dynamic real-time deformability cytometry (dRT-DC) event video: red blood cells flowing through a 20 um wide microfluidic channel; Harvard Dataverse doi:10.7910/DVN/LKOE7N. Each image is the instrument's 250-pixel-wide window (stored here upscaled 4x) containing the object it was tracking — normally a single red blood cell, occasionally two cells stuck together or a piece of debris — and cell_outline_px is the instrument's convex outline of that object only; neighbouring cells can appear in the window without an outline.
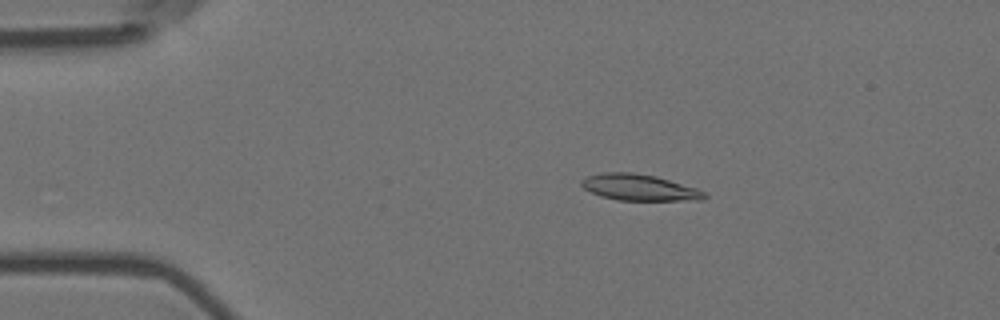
{"species": "Egyptian fruit bat (a non-hibernating species)", "species_latin": "Rousettus aegyptiacus", "temperature_condition": "room temperature", "stored_images_in_passage": 7, "camera_frame_rate_fps": 3000, "um_per_image_px": 0.085, "animal": {"sex": "female"}, "frame": {"image": 1, "passage_image": 3, "time_ms": 0.667, "image_size_px": [1000, 320], "cell_outline_px": [[708, 196], [704, 200], [616, 200], [600, 196], [584, 188], [580, 184], [580, 180], [588, 176], [600, 172], [632, 172], [656, 176], [696, 188], [704, 192]], "centroid_in_image_um": [54.32, 15.93], "position_along_channel_um": 30.7, "area_um2": 18.84}}
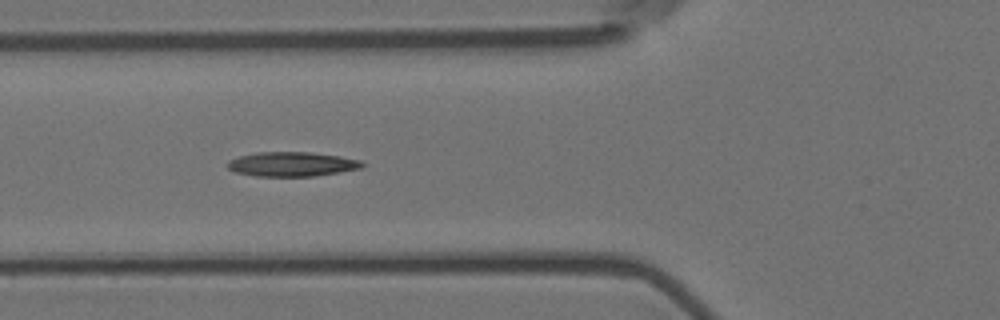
{"frame": {"image": 2, "passage_image": 6, "time_ms": 1.667, "image_size_px": [1000, 320], "cell_outline_px": [[368, 164], [360, 168], [340, 172], [316, 176], [256, 176], [232, 172], [224, 164], [228, 160], [240, 156], [256, 152], [308, 152], [340, 156], [360, 160]], "centroid_in_image_um": [24.78, 13.95], "position_along_channel_um": 101.0, "area_um2": 19.42}}
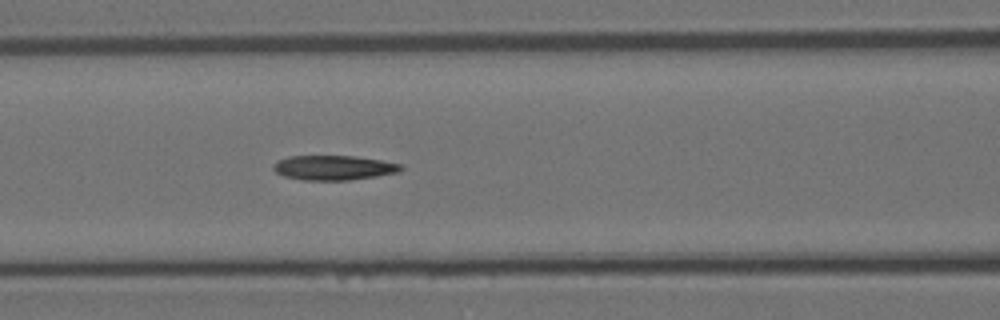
{"frame": {"image": 3, "passage_image": 7, "time_ms": 2.0, "image_size_px": [1000, 320], "cell_outline_px": [[404, 168], [396, 172], [376, 176], [348, 180], [304, 180], [284, 176], [276, 172], [272, 168], [272, 164], [276, 160], [288, 156], [352, 156], [380, 160], [404, 164]], "centroid_in_image_um": [28.33, 14.25], "position_along_channel_um": 138.3, "area_um2": 18.32}}